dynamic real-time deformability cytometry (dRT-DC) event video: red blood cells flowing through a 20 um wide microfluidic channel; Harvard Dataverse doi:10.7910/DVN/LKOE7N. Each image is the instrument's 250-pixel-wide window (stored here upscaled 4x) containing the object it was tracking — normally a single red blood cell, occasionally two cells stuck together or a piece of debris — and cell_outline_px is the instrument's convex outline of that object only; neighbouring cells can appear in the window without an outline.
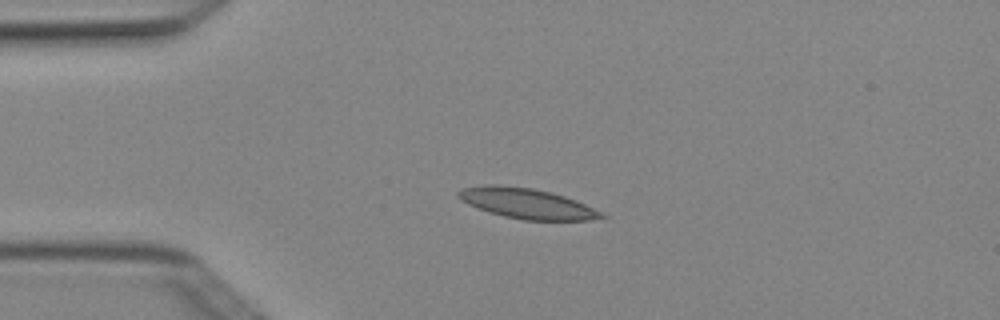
{"species": "Egyptian fruit bat (a non-hibernating species)", "species_latin": "Rousettus aegyptiacus", "temperature_condition": "cold", "stored_images_in_passage": 5, "camera_frame_rate_fps": 3000, "um_per_image_px": 0.085, "animal": {"sex": "female"}, "frame": {"image": 1, "passage_image": 4, "time_ms": 1.0, "image_size_px": [1000, 320], "cell_outline_px": [[608, 216], [588, 220], [524, 220], [504, 216], [488, 212], [468, 204], [460, 200], [456, 196], [456, 192], [464, 188], [484, 184], [496, 184], [532, 188], [552, 192], [576, 200]], "centroid_in_image_um": [44.72, 17.28], "position_along_channel_um": 40.3, "area_um2": 25.2}}